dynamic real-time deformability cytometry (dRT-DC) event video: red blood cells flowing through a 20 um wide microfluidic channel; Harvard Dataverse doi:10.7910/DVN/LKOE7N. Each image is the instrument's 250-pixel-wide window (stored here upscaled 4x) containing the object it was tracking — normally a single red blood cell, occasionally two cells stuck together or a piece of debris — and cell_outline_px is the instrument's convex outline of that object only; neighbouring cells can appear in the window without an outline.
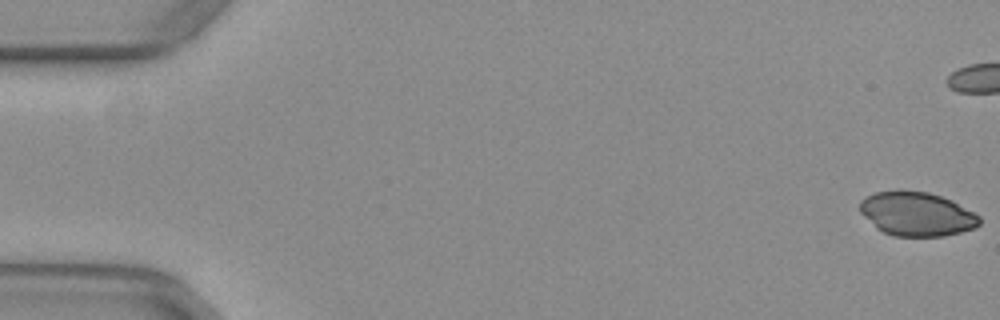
{"species": "common noctule bat (a hibernating species)", "species_latin": "Nyctalus noctula", "temperature_condition": "warm", "stored_images_in_passage": 52, "camera_frame_rate_fps": 3000, "um_per_image_px": 0.085, "animal": {"sex": "female", "body_mass_g": 29.2, "forearm_length_mm": 56.3}, "frame": {"image": 1, "passage_image": 1, "time_ms": 0.0, "image_size_px": [1000, 320], "cell_outline_px": [[980, 224], [976, 228], [944, 236], [892, 236], [876, 228], [860, 212], [860, 200], [876, 192], [900, 188], [928, 192], [940, 196], [980, 216]], "centroid_in_image_um": [77.88, 18.17], "position_along_channel_um": 7.1, "area_um2": 30.69}}
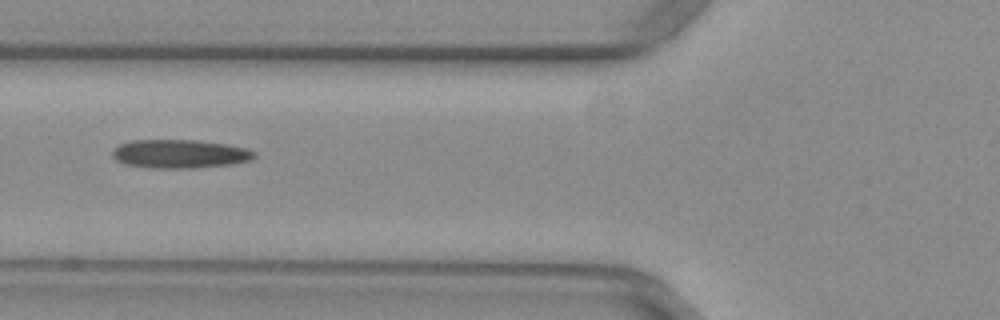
{"frame": {"image": 2, "passage_image": 20, "time_ms": 6.333, "image_size_px": [1000, 320], "cell_outline_px": [[256, 156], [248, 160], [232, 164], [196, 168], [152, 168], [124, 164], [116, 160], [112, 156], [112, 152], [120, 144], [132, 140], [196, 140], [228, 144], [248, 148], [256, 152]], "centroid_in_image_um": [15.3, 13.08], "position_along_channel_um": 110.5, "area_um2": 23.76}}
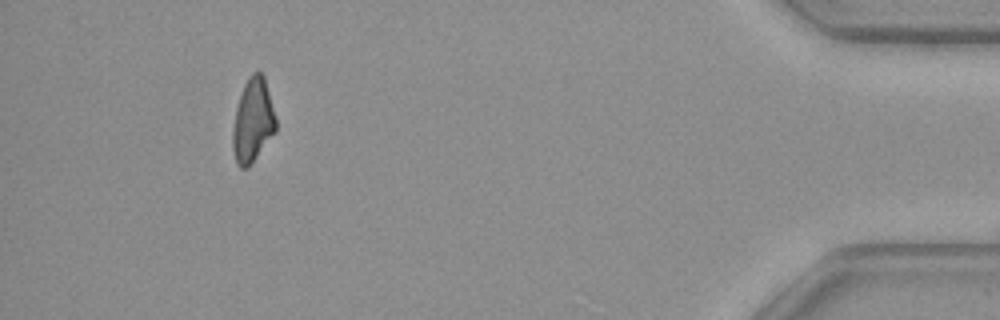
{"frame": {"image": 3, "passage_image": 48, "time_ms": 15.667, "image_size_px": [1000, 320], "cell_outline_px": [[276, 132], [252, 164], [248, 168], [240, 168], [236, 164], [232, 148], [232, 132], [236, 108], [244, 84], [248, 76], [252, 72], [260, 72], [264, 76], [276, 116]], "centroid_in_image_um": [21.49, 10.29], "position_along_channel_um": 413.7, "area_um2": 21.39}}